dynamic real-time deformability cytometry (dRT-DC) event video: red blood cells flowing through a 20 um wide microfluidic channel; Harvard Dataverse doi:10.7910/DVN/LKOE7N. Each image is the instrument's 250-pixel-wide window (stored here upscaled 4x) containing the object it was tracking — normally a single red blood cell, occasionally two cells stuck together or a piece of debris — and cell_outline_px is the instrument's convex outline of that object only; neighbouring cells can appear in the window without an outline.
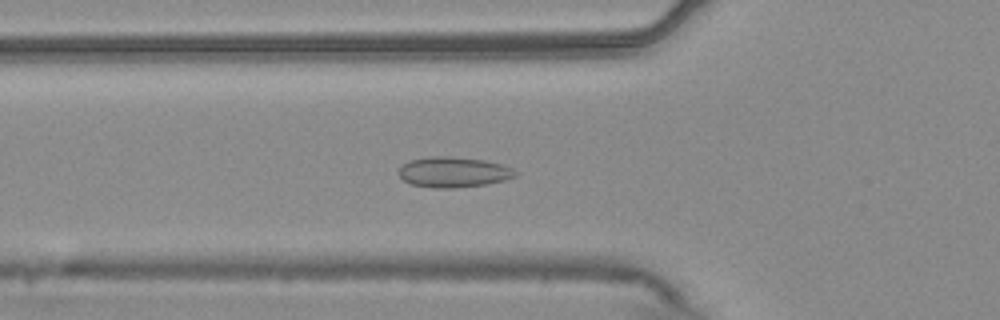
{"species": "common noctule bat (a hibernating species)", "species_latin": "Nyctalus noctula", "temperature_condition": "warm", "stored_images_in_passage": 55, "camera_frame_rate_fps": 3000, "um_per_image_px": 0.085, "animal": {"sex": "male", "body_mass_g": 20.4}, "frame": {"image": 1, "passage_image": 19, "time_ms": 6.0, "image_size_px": [1000, 320], "cell_outline_px": [[516, 176], [504, 180], [488, 184], [452, 188], [432, 188], [412, 184], [404, 180], [400, 176], [400, 164], [408, 160], [428, 156], [448, 156], [484, 160], [500, 164], [512, 168], [516, 172]], "centroid_in_image_um": [38.51, 14.62], "position_along_channel_um": 87.3, "area_um2": 20.69}}
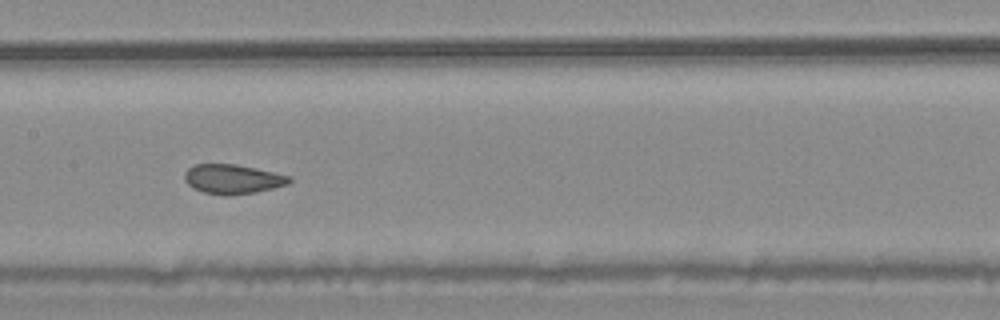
{"frame": {"image": 2, "passage_image": 27, "time_ms": 8.667, "image_size_px": [1000, 320], "cell_outline_px": [[292, 180], [288, 184], [256, 192], [228, 196], [224, 196], [204, 192], [192, 188], [184, 180], [184, 172], [192, 164], [236, 164], [256, 168], [292, 176]], "centroid_in_image_um": [19.76, 15.22], "position_along_channel_um": 187.6, "area_um2": 18.21}}
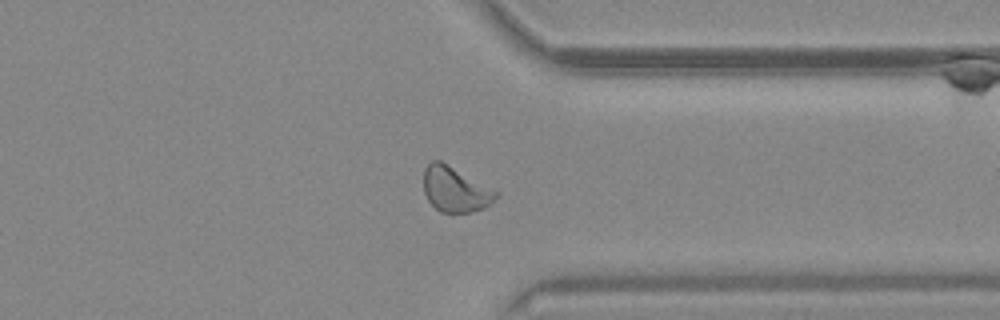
{"frame": {"image": 3, "passage_image": 42, "time_ms": 13.667, "image_size_px": [1000, 320], "cell_outline_px": [[500, 192], [484, 208], [468, 212], [440, 212], [428, 200], [424, 192], [424, 168], [432, 160], [440, 160], [448, 164]], "centroid_in_image_um": [38.67, 16.08], "position_along_channel_um": 372.7, "area_um2": 18.84}, "authors_computed_cell_mechanics": {"area_um2": 19.652, "velocity_mm_per_s": 3.7428, "shape_relaxation_time_tau1_ms": null, "shape_relaxation_time_tau2_ms": 0.7753, "deformation_change_tau1": null, "deformation_change_tau2": 0.066}}